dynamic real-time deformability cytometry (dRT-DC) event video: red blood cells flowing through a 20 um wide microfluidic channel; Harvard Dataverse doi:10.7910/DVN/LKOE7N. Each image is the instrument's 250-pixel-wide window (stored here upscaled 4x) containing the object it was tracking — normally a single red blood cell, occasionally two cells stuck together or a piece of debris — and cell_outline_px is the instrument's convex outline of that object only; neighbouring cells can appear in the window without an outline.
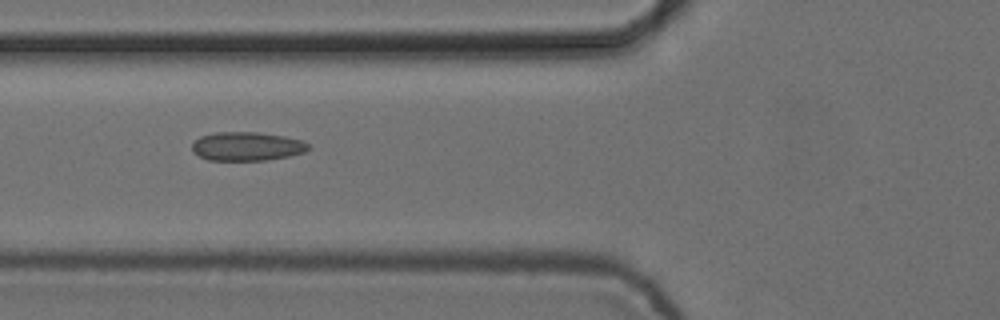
{"species": "common noctule bat (a hibernating species)", "species_latin": "Nyctalus noctula", "temperature_condition": "cold", "stored_images_in_passage": 7, "camera_frame_rate_fps": 3000, "um_per_image_px": 0.085, "animal": {"sex": "female", "body_mass_g": 24.6, "forearm_length_mm": 56.2}, "frame": {"image": 1, "passage_image": 6, "time_ms": 1.667, "image_size_px": [1000, 320], "cell_outline_px": [[312, 148], [304, 152], [288, 156], [264, 160], [208, 160], [192, 152], [192, 144], [200, 136], [216, 132], [256, 132], [284, 136], [300, 140], [308, 144]], "centroid_in_image_um": [20.97, 12.43], "position_along_channel_um": 104.8, "area_um2": 19.42}}
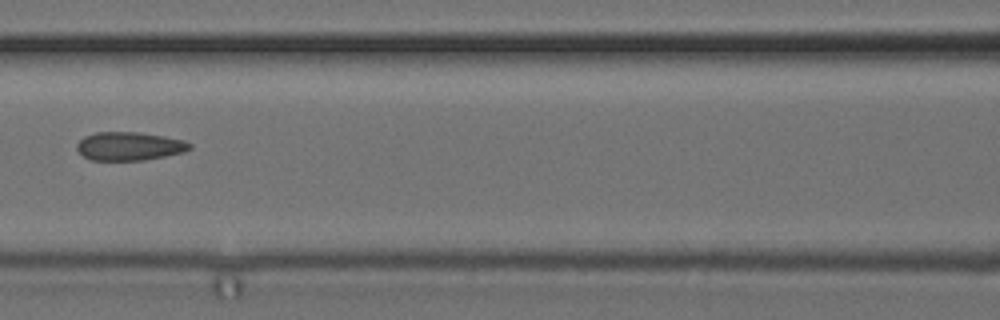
{"frame": {"image": 2, "passage_image": 7, "time_ms": 2.0, "image_size_px": [1000, 320], "cell_outline_px": [[192, 148], [184, 152], [144, 160], [88, 160], [76, 148], [76, 144], [84, 136], [96, 132], [140, 132], [164, 136], [184, 140], [192, 144]], "centroid_in_image_um": [11.0, 12.42], "position_along_channel_um": 155.6, "area_um2": 18.79}}